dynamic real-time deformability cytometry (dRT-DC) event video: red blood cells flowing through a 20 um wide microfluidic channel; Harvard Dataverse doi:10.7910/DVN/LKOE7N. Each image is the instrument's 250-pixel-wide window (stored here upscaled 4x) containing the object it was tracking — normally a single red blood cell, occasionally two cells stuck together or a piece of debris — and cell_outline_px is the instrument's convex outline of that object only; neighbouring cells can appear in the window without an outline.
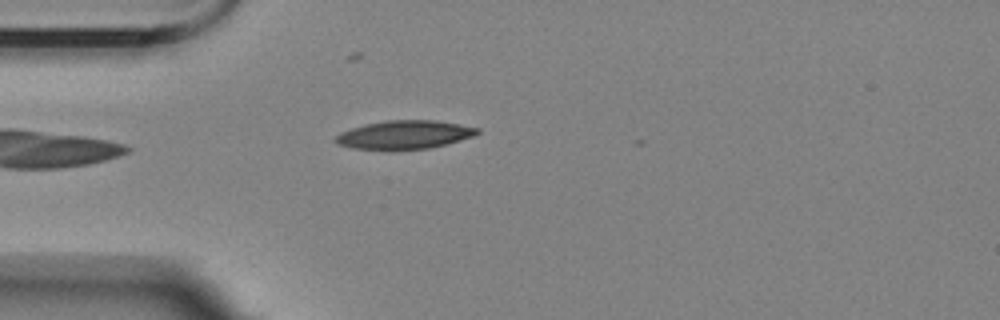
{"species": "Egyptian fruit bat (a non-hibernating species)", "species_latin": "Rousettus aegyptiacus", "temperature_condition": "room temperature", "stored_images_in_passage": 1, "camera_frame_rate_fps": 3000, "um_per_image_px": 0.085, "animal": {"sex": "female"}, "frame": {"image": 1, "passage_image": 1, "time_ms": 0.0, "image_size_px": [1000, 320], "cell_outline_px": [[480, 132], [472, 136], [448, 144], [428, 148], [352, 148], [336, 144], [332, 140], [340, 132], [352, 128], [368, 124], [388, 120], [436, 120], [460, 124], [480, 128]], "centroid_in_image_um": [34.4, 11.43], "position_along_channel_um": 50.6, "area_um2": 23.06}}